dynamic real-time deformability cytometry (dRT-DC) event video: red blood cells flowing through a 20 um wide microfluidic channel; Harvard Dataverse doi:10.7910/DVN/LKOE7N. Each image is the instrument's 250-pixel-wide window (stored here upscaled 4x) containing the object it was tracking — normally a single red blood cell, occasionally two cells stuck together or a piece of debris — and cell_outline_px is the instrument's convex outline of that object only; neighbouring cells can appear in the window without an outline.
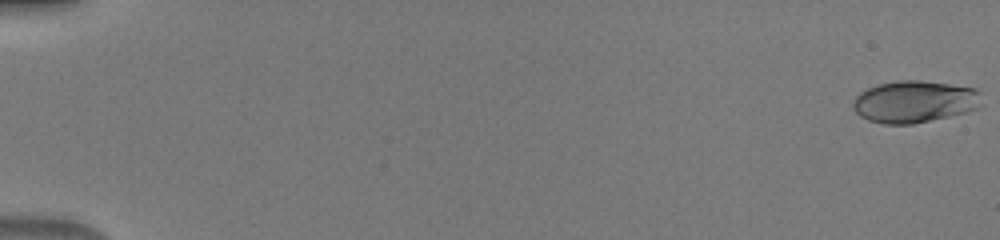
{"species": "human", "species_latin": "Homo sapiens", "temperature_condition": "warm", "stored_images_in_passage": 51, "camera_frame_rate_fps": 3000, "um_per_image_px": 0.085, "donor": {"sex": "male"}, "frame": {"image": 1, "passage_image": 1, "time_ms": 0.0, "image_size_px": [1000, 240], "cell_outline_px": [[980, 104], [976, 108], [964, 112], [948, 116], [912, 124], [884, 124], [868, 120], [860, 116], [852, 108], [852, 100], [860, 92], [868, 88], [880, 84], [900, 80], [920, 80], [976, 88], [980, 92]], "centroid_in_image_um": [77.69, 8.64], "position_along_channel_um": 7.3, "area_um2": 31.27}}
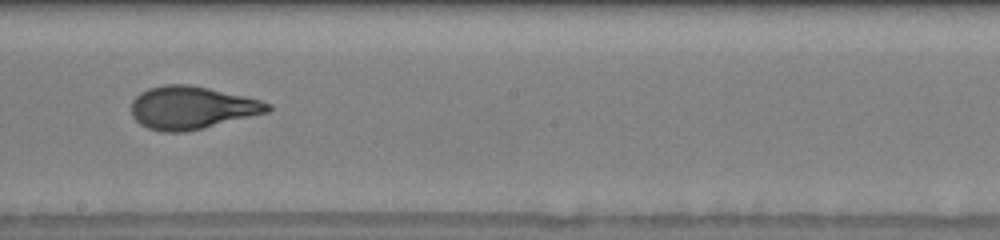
{"frame": {"image": 2, "passage_image": 31, "time_ms": 10.0, "image_size_px": [1000, 240], "cell_outline_px": [[272, 108], [268, 112], [204, 128], [184, 132], [164, 132], [148, 128], [140, 124], [132, 116], [132, 100], [140, 92], [148, 88], [164, 84], [188, 84], [208, 88], [244, 96], [260, 100], [272, 104]], "centroid_in_image_um": [16.29, 9.15], "position_along_channel_um": 231.9, "area_um2": 33.99}}
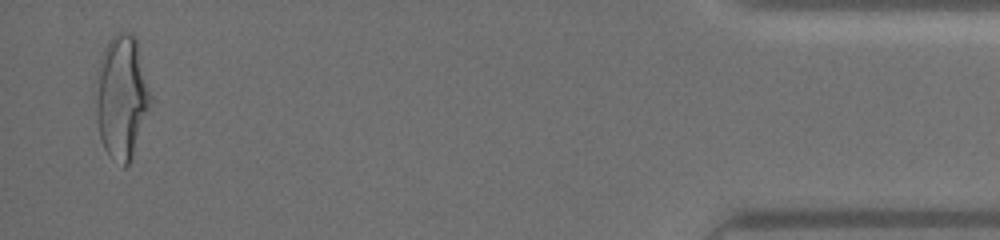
{"frame": {"image": 3, "passage_image": 50, "time_ms": 16.333, "image_size_px": [1000, 240], "cell_outline_px": [[152, 100], [132, 156], [128, 164], [124, 168], [112, 160], [108, 156], [104, 148], [100, 136], [92, 88], [96, 72], [104, 48], [108, 40], [116, 32], [132, 32], [136, 40], [152, 96]], "centroid_in_image_um": [10.3, 8.23], "position_along_channel_um": 424.9, "area_um2": 39.94}}